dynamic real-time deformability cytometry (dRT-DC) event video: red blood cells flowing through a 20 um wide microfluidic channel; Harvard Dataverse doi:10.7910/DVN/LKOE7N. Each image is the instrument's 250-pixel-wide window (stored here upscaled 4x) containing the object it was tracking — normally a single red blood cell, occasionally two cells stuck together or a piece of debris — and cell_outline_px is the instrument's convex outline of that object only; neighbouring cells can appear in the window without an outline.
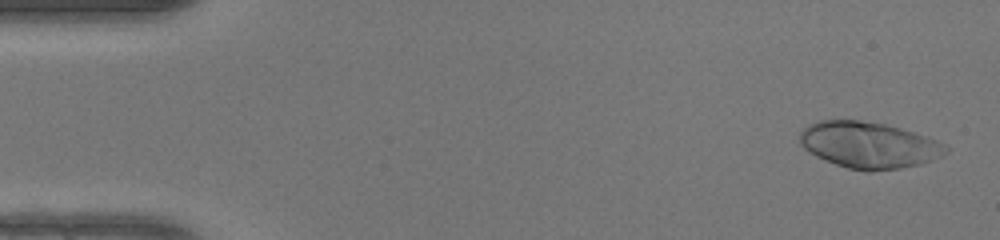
{"species": "human", "species_latin": "Homo sapiens", "temperature_condition": "warm", "stored_images_in_passage": 48, "camera_frame_rate_fps": 3000, "um_per_image_px": 0.085, "donor": {"sex": "female"}, "frame": {"image": 1, "passage_image": 2, "time_ms": 0.333, "image_size_px": [1000, 240], "cell_outline_px": [[948, 152], [932, 160], [920, 164], [900, 168], [872, 172], [868, 172], [848, 168], [836, 164], [816, 156], [808, 152], [800, 144], [800, 132], [808, 124], [820, 120], [860, 120], [884, 124], [900, 128], [928, 136], [944, 144], [948, 148]], "centroid_in_image_um": [73.84, 12.33], "position_along_channel_um": 11.2, "area_um2": 39.48}}
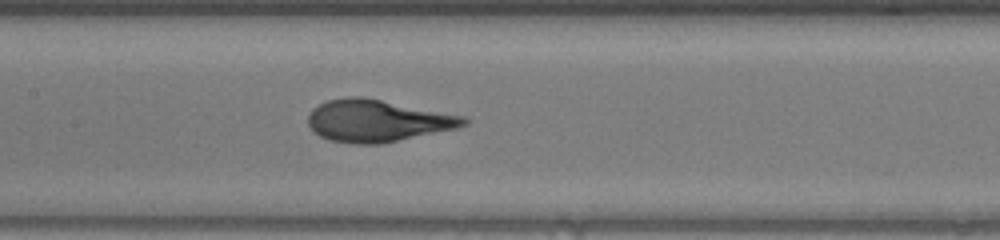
{"frame": {"image": 2, "passage_image": 23, "time_ms": 7.333, "image_size_px": [1000, 240], "cell_outline_px": [[468, 124], [456, 128], [380, 144], [352, 144], [328, 140], [320, 136], [308, 124], [308, 112], [312, 108], [328, 100], [348, 96], [360, 96], [464, 116], [468, 120]], "centroid_in_image_um": [32.03, 10.27], "position_along_channel_um": 175.4, "area_um2": 37.86}}
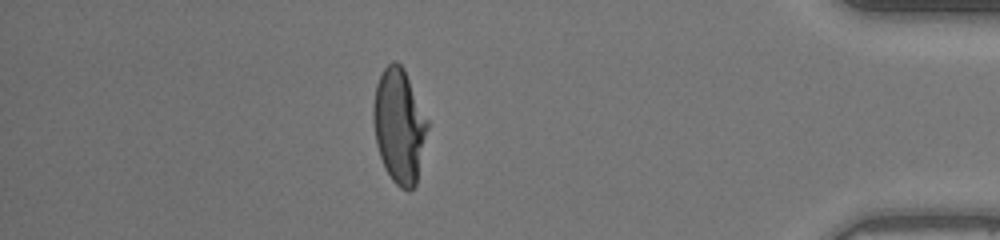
{"frame": {"image": 3, "passage_image": 42, "time_ms": 13.667, "image_size_px": [1000, 240], "cell_outline_px": [[428, 128], [416, 184], [408, 192], [400, 188], [392, 180], [384, 168], [376, 144], [372, 120], [372, 104], [376, 84], [384, 68], [392, 60], [396, 60], [404, 68], [428, 120]], "centroid_in_image_um": [33.91, 10.69], "position_along_channel_um": 401.3, "area_um2": 36.36}}